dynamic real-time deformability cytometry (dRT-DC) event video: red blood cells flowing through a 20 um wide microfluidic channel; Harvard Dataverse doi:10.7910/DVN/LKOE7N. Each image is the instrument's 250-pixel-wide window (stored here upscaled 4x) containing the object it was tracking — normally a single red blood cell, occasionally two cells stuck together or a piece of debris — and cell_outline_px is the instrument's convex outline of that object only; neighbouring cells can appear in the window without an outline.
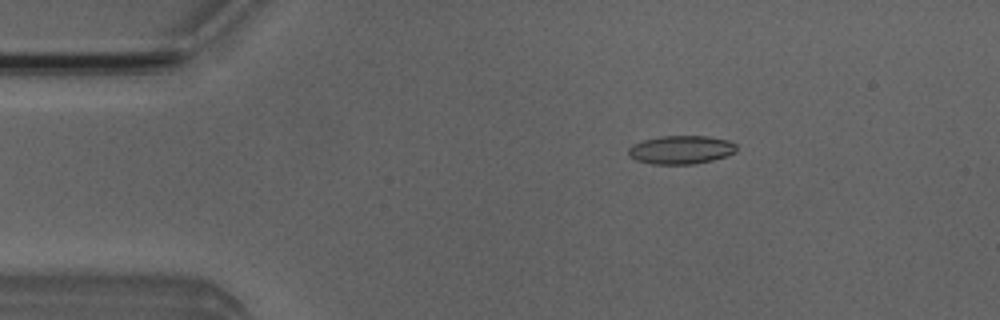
{"species": "Egyptian fruit bat (a non-hibernating species)", "species_latin": "Rousettus aegyptiacus", "temperature_condition": "room temperature", "stored_images_in_passage": 4, "camera_frame_rate_fps": 3000, "um_per_image_px": 0.085, "animal": {"sex": "male"}, "frame": {"image": 1, "passage_image": 3, "time_ms": 2.333, "image_size_px": [1000, 320], "cell_outline_px": [[736, 152], [712, 160], [692, 164], [652, 164], [636, 160], [628, 156], [628, 148], [632, 144], [644, 140], [660, 136], [708, 136], [728, 140], [736, 144]], "centroid_in_image_um": [57.86, 12.73], "position_along_channel_um": 27.1, "area_um2": 17.92}}